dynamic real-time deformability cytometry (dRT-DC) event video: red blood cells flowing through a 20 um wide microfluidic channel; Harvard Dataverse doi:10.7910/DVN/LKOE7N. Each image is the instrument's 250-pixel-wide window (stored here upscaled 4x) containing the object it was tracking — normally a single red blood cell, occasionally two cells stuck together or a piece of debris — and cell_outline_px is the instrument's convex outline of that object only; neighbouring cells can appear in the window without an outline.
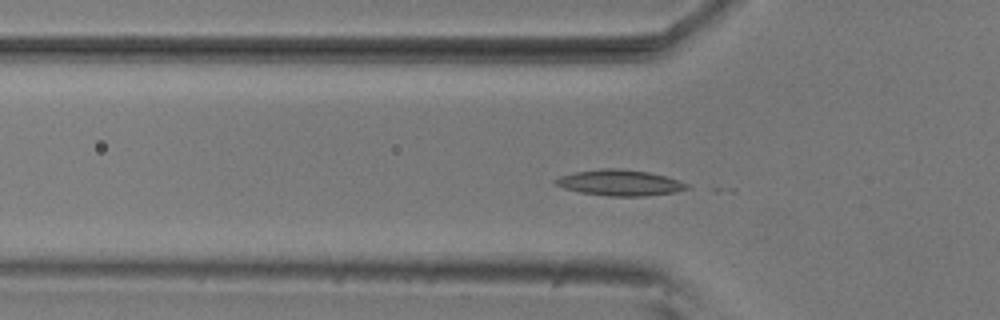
{"species": "common noctule bat (a hibernating species)", "species_latin": "Nyctalus noctula", "temperature_condition": "room temperature", "stored_images_in_passage": 53, "segment_of_instrument_passage": [1, 2], "camera_frame_rate_fps": 3000, "um_per_image_px": 0.085, "animal": {"sex": "male", "body_mass_g": 20.5, "forearm_length_mm": 52.5}, "frame": {"image": 1, "passage_image": 15, "time_ms": 4.667, "image_size_px": [1000, 320], "cell_outline_px": [[692, 188], [676, 192], [644, 196], [608, 196], [580, 192], [564, 188], [552, 184], [552, 180], [560, 176], [576, 172], [600, 168], [620, 168], [648, 172], [668, 176], [688, 184]], "centroid_in_image_um": [52.69, 15.53], "position_along_channel_um": 73.1, "area_um2": 20.06}}
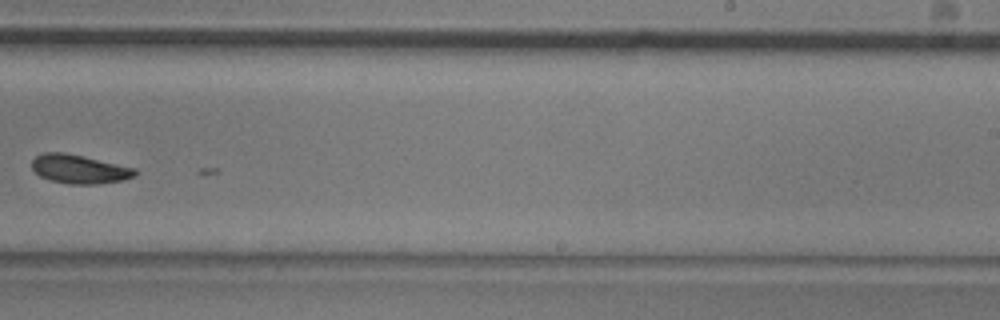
{"frame": {"image": 2, "passage_image": 32, "time_ms": 10.333, "image_size_px": [1000, 320], "cell_outline_px": [[140, 172], [136, 176], [124, 180], [96, 184], [68, 184], [52, 180], [40, 176], [32, 168], [32, 160], [36, 156], [44, 152], [64, 152], [84, 156], [136, 168]], "centroid_in_image_um": [6.79, 14.37], "position_along_channel_um": 282.2, "area_um2": 17.46}}
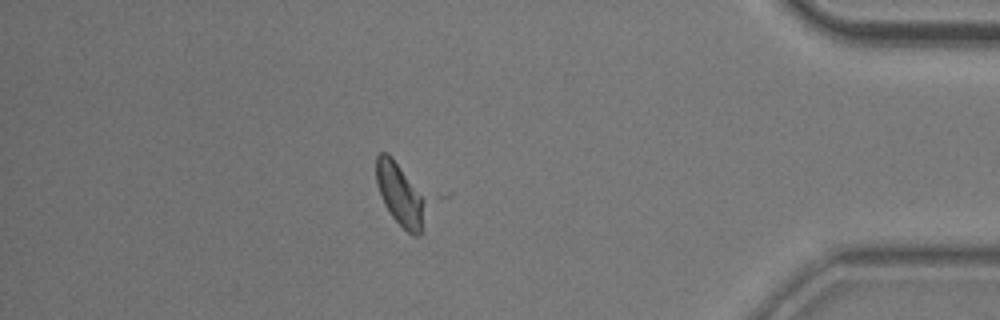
{"frame": {"image": 3, "passage_image": 45, "time_ms": 14.667, "image_size_px": [1000, 320], "cell_outline_px": [[428, 200], [420, 236], [412, 236], [392, 216], [384, 204], [376, 184], [376, 156], [380, 152], [388, 152], [392, 156]], "centroid_in_image_um": [34.03, 16.51], "position_along_channel_um": 401.2, "area_um2": 18.26}}